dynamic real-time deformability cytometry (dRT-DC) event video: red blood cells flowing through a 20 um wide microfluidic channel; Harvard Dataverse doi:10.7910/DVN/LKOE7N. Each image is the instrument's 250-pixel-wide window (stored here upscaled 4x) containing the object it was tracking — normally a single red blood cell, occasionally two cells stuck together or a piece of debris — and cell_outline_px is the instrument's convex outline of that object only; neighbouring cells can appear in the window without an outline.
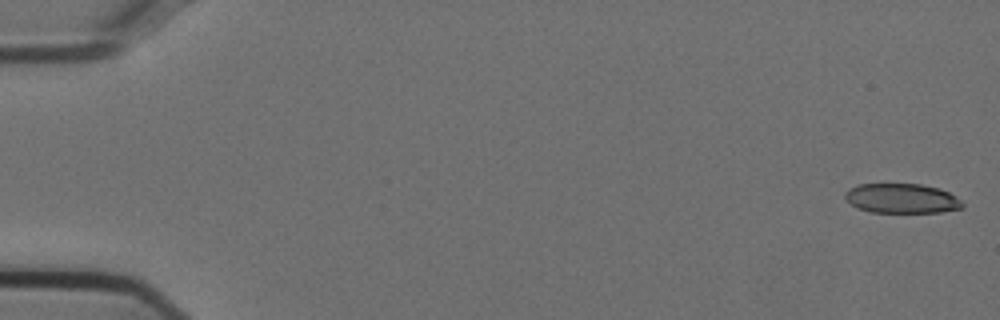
{"species": "Egyptian fruit bat (a non-hibernating species)", "species_latin": "Rousettus aegyptiacus", "temperature_condition": "cold", "stored_images_in_passage": 54, "camera_frame_rate_fps": 3000, "um_per_image_px": 0.085, "animal": {"sex": "female"}, "frame": {"image": 1, "passage_image": 1, "time_ms": 0.0, "image_size_px": [1000, 320], "cell_outline_px": [[964, 208], [940, 212], [872, 212], [856, 208], [844, 196], [844, 192], [848, 188], [856, 184], [920, 184], [936, 188], [948, 192], [956, 196], [964, 204]], "centroid_in_image_um": [76.63, 16.86], "position_along_channel_um": 8.4, "area_um2": 20.29}}
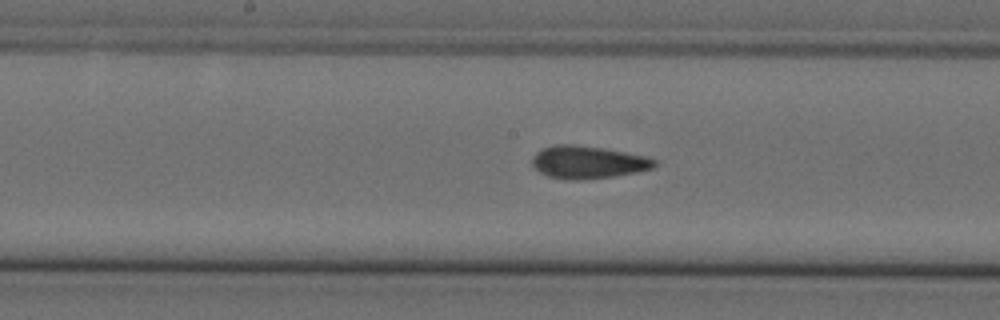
{"frame": {"image": 2, "passage_image": 28, "time_ms": 9.0, "image_size_px": [1000, 320], "cell_outline_px": [[656, 164], [652, 168], [636, 172], [612, 176], [580, 180], [564, 180], [548, 176], [540, 172], [532, 164], [532, 156], [540, 148], [556, 144], [576, 144], [604, 148], [648, 156], [656, 160]], "centroid_in_image_um": [49.94, 13.77], "position_along_channel_um": 198.3, "area_um2": 23.47}}
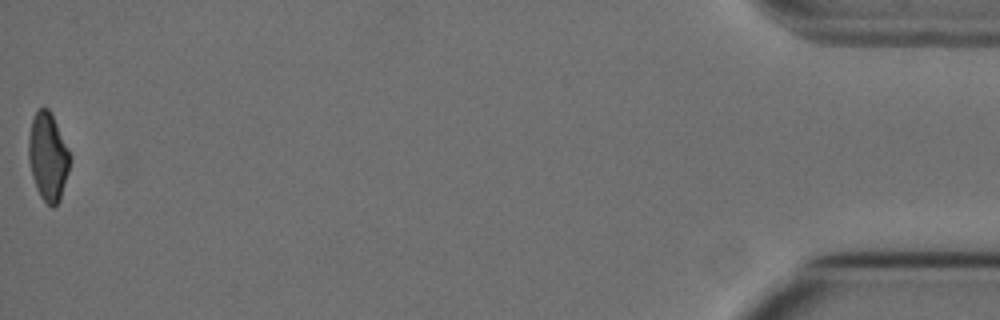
{"frame": {"image": 3, "passage_image": 54, "time_ms": 17.667, "image_size_px": [1000, 320], "cell_outline_px": [[68, 172], [60, 200], [52, 208], [40, 196], [36, 188], [32, 176], [28, 160], [28, 136], [32, 120], [36, 112], [40, 108], [48, 108], [56, 124], [68, 152]], "centroid_in_image_um": [4.03, 13.35], "position_along_channel_um": 431.2, "area_um2": 20.58}, "authors_computed_cell_mechanics": {"area_um2": 22.831, "velocity_mm_per_s": 3.7644, "shape_relaxation_time_tau1_ms": null, "shape_relaxation_time_tau2_ms": 1.9884, "deformation_change_tau1": null, "deformation_change_tau2": 0.0837}}